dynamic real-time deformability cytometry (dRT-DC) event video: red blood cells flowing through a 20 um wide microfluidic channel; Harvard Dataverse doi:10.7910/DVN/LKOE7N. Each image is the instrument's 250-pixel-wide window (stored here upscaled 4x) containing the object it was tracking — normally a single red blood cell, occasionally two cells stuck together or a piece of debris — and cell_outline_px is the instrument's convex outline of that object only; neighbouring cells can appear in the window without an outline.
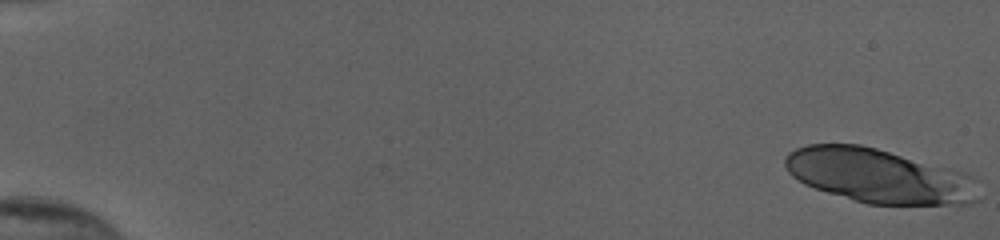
{"species": "human", "species_latin": "Homo sapiens", "temperature_condition": "cold", "stored_images_in_passage": 20, "camera_frame_rate_fps": 3000, "um_per_image_px": 0.085, "donor": {"sex": "female"}, "frame": {"image": 1, "passage_image": 1, "time_ms": 0.0, "image_size_px": [1000, 240], "cell_outline_px": [[980, 200], [972, 204], [868, 204], [828, 192], [804, 184], [792, 176], [788, 172], [784, 164], [784, 160], [788, 152], [796, 148], [808, 144], [860, 144], [876, 148], [964, 172], [976, 176], [980, 180]], "centroid_in_image_um": [74.78, 14.95], "position_along_channel_um": 10.2, "area_um2": 61.5}}